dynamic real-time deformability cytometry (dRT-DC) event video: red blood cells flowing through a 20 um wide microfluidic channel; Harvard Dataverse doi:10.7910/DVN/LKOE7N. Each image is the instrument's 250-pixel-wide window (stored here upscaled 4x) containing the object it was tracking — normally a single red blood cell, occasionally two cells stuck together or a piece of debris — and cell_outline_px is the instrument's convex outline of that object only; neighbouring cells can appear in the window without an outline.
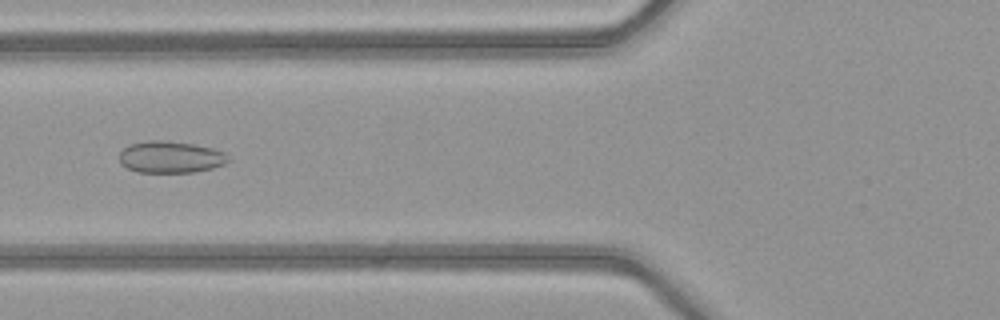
{"species": "common noctule bat (a hibernating species)", "species_latin": "Nyctalus noctula", "temperature_condition": "warm", "stored_images_in_passage": 47, "camera_frame_rate_fps": 3000, "um_per_image_px": 0.085, "animal": {"sex": "female", "body_mass_g": 21.9}, "frame": {"image": 1, "passage_image": 17, "time_ms": 5.333, "image_size_px": [1000, 320], "cell_outline_px": [[228, 160], [224, 164], [212, 168], [192, 172], [136, 172], [120, 164], [120, 152], [124, 148], [132, 144], [148, 140], [164, 140], [192, 144], [212, 148], [224, 152]], "centroid_in_image_um": [14.46, 13.35], "position_along_channel_um": 111.3, "area_um2": 19.94}}
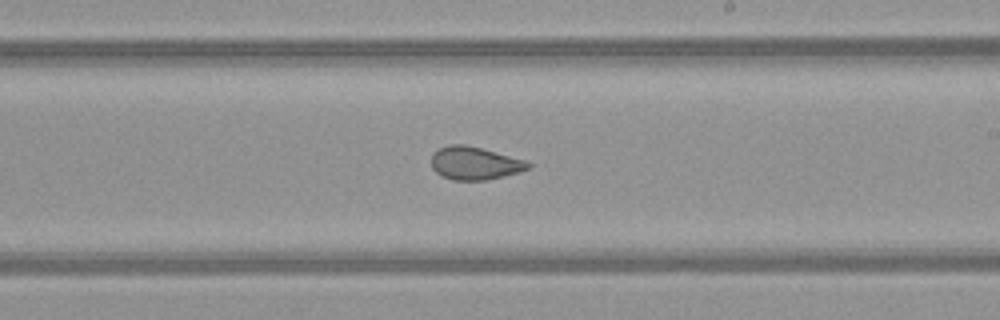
{"frame": {"image": 2, "passage_image": 27, "time_ms": 8.667, "image_size_px": [1000, 320], "cell_outline_px": [[532, 168], [520, 172], [504, 176], [484, 180], [452, 180], [440, 176], [432, 168], [432, 152], [448, 144], [464, 144], [480, 148], [524, 160], [532, 164]], "centroid_in_image_um": [40.33, 13.88], "position_along_channel_um": 248.7, "area_um2": 18.61}}
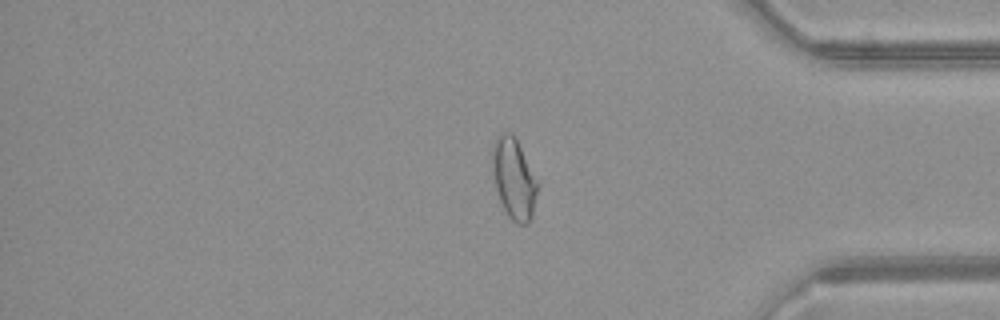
{"frame": {"image": 3, "passage_image": 39, "time_ms": 12.667, "image_size_px": [1000, 320], "cell_outline_px": [[540, 184], [532, 216], [528, 224], [516, 224], [508, 216], [500, 200], [496, 188], [492, 168], [492, 144], [500, 132], [512, 132], [540, 180]], "centroid_in_image_um": [43.72, 15.17], "position_along_channel_um": 391.5, "area_um2": 21.85}, "authors_computed_cell_mechanics": {"area_um2": 21.7328, "velocity_mm_per_s": 4.1183, "shape_relaxation_time_tau1_ms": null, "shape_relaxation_time_tau2_ms": 1.1634, "deformation_change_tau1": null, "deformation_change_tau2": 0.0693}}